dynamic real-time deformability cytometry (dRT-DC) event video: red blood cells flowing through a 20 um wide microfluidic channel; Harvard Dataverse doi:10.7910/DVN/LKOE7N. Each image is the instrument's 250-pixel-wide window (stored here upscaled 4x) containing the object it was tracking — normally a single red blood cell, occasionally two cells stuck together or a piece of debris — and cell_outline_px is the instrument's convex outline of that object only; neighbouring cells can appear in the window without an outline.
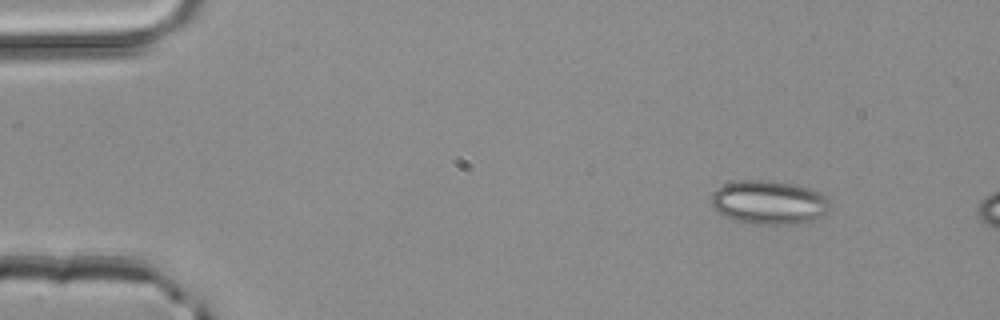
{"species": "common noctule bat (a hibernating species)", "species_latin": "Nyctalus noctula", "temperature_condition": "room temperature", "stored_images_in_passage": 2, "camera_frame_rate_fps": 3000, "um_per_image_px": 0.085, "animal": {"sex": "male", "body_mass_g": 20.4}, "frame": {"image": 1, "passage_image": 1, "time_ms": 0.0, "image_size_px": [1000, 320], "cell_outline_px": [[832, 208], [820, 216], [812, 220], [796, 224], [748, 224], [732, 220], [720, 216], [712, 204], [712, 192], [716, 188], [724, 184], [740, 180], [768, 180], [792, 184], [808, 188], [820, 192], [828, 196]], "centroid_in_image_um": [65.35, 17.21], "position_along_channel_um": 19.6, "area_um2": 30.75}}